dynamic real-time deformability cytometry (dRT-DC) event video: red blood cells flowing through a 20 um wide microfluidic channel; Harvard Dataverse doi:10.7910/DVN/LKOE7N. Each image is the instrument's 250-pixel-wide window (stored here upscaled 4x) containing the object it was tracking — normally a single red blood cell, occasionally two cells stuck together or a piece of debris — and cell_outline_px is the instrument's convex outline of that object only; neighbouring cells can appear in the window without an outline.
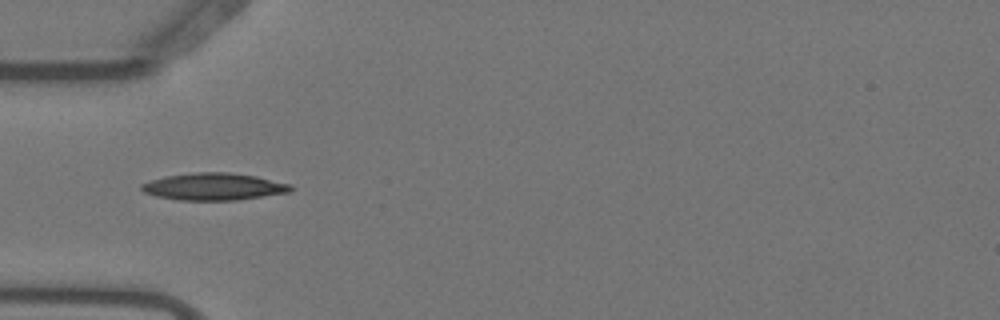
{"species": "Egyptian fruit bat (a non-hibernating species)", "species_latin": "Rousettus aegyptiacus", "temperature_condition": "warm", "stored_images_in_passage": 8, "camera_frame_rate_fps": 3000, "um_per_image_px": 0.085, "animal": {"sex": "female"}, "frame": {"image": 1, "passage_image": 3, "time_ms": 0.667, "image_size_px": [1000, 320], "cell_outline_px": [[292, 192], [236, 200], [180, 200], [156, 196], [144, 192], [140, 188], [140, 184], [164, 176], [196, 172], [228, 172], [256, 176], [292, 184]], "centroid_in_image_um": [18.19, 15.86], "position_along_channel_um": 66.8, "area_um2": 23.64}}
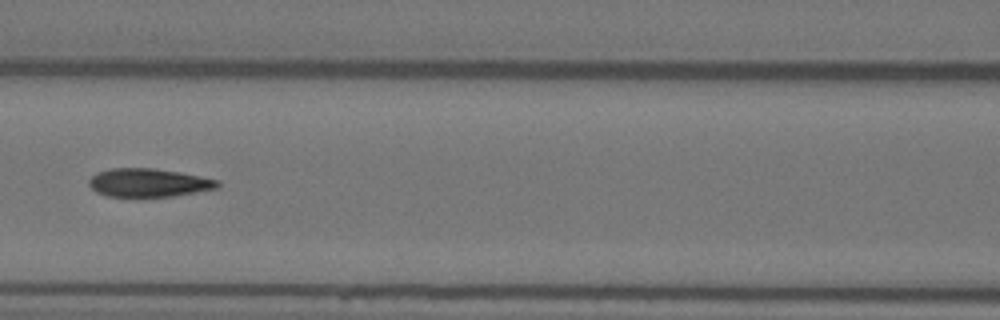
{"frame": {"image": 2, "passage_image": 5, "time_ms": 1.333, "image_size_px": [1000, 320], "cell_outline_px": [[220, 188], [172, 196], [108, 196], [96, 192], [88, 184], [88, 180], [96, 172], [112, 168], [152, 168], [180, 172], [220, 180]], "centroid_in_image_um": [12.65, 15.52], "position_along_channel_um": 154.0, "area_um2": 21.27}}
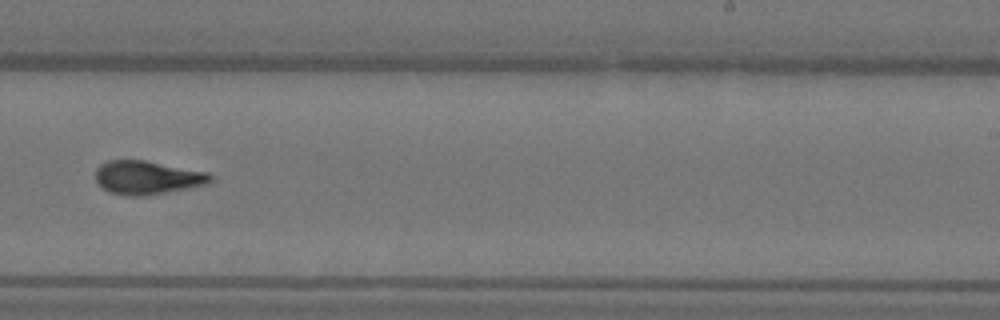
{"frame": {"image": 3, "passage_image": 8, "time_ms": 2.333, "image_size_px": [1000, 320], "cell_outline_px": [[212, 180], [208, 184], [188, 188], [144, 196], [128, 196], [108, 192], [96, 180], [96, 168], [100, 164], [108, 160], [144, 160], [208, 172], [212, 176]], "centroid_in_image_um": [12.51, 15.09], "position_along_channel_um": 276.5, "area_um2": 22.43}}